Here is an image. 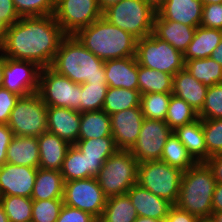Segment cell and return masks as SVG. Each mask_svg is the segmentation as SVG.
I'll return each mask as SVG.
<instances>
[{"label": "cell", "mask_w": 222, "mask_h": 222, "mask_svg": "<svg viewBox=\"0 0 222 222\" xmlns=\"http://www.w3.org/2000/svg\"><path fill=\"white\" fill-rule=\"evenodd\" d=\"M66 34L54 15L20 17L9 26L0 51L5 57L50 67Z\"/></svg>", "instance_id": "6da1fadb"}, {"label": "cell", "mask_w": 222, "mask_h": 222, "mask_svg": "<svg viewBox=\"0 0 222 222\" xmlns=\"http://www.w3.org/2000/svg\"><path fill=\"white\" fill-rule=\"evenodd\" d=\"M210 221L211 222H222V211L212 212V216H211Z\"/></svg>", "instance_id": "680465c9"}, {"label": "cell", "mask_w": 222, "mask_h": 222, "mask_svg": "<svg viewBox=\"0 0 222 222\" xmlns=\"http://www.w3.org/2000/svg\"><path fill=\"white\" fill-rule=\"evenodd\" d=\"M37 139L40 153L39 168L60 171L71 145L48 131L42 133Z\"/></svg>", "instance_id": "cb8c5ba5"}, {"label": "cell", "mask_w": 222, "mask_h": 222, "mask_svg": "<svg viewBox=\"0 0 222 222\" xmlns=\"http://www.w3.org/2000/svg\"><path fill=\"white\" fill-rule=\"evenodd\" d=\"M196 28L176 21L165 20L157 12L154 17L153 34L168 42L182 54L192 41Z\"/></svg>", "instance_id": "44dd1931"}, {"label": "cell", "mask_w": 222, "mask_h": 222, "mask_svg": "<svg viewBox=\"0 0 222 222\" xmlns=\"http://www.w3.org/2000/svg\"><path fill=\"white\" fill-rule=\"evenodd\" d=\"M106 160H90L76 145H71L64 158L60 173L64 182L96 177Z\"/></svg>", "instance_id": "ac0fdd59"}, {"label": "cell", "mask_w": 222, "mask_h": 222, "mask_svg": "<svg viewBox=\"0 0 222 222\" xmlns=\"http://www.w3.org/2000/svg\"><path fill=\"white\" fill-rule=\"evenodd\" d=\"M184 68L206 86L222 83V66L211 57L184 61Z\"/></svg>", "instance_id": "1f68e13d"}, {"label": "cell", "mask_w": 222, "mask_h": 222, "mask_svg": "<svg viewBox=\"0 0 222 222\" xmlns=\"http://www.w3.org/2000/svg\"><path fill=\"white\" fill-rule=\"evenodd\" d=\"M172 133L173 130L165 121L145 118L137 142L130 150L131 154L138 163L161 160L166 140Z\"/></svg>", "instance_id": "4fadbf2b"}, {"label": "cell", "mask_w": 222, "mask_h": 222, "mask_svg": "<svg viewBox=\"0 0 222 222\" xmlns=\"http://www.w3.org/2000/svg\"><path fill=\"white\" fill-rule=\"evenodd\" d=\"M75 145L90 160L108 159L118 150L113 136L78 139Z\"/></svg>", "instance_id": "e575fe53"}, {"label": "cell", "mask_w": 222, "mask_h": 222, "mask_svg": "<svg viewBox=\"0 0 222 222\" xmlns=\"http://www.w3.org/2000/svg\"><path fill=\"white\" fill-rule=\"evenodd\" d=\"M198 118V113L187 102L172 94L165 122L173 131L177 127L191 123Z\"/></svg>", "instance_id": "d590c367"}, {"label": "cell", "mask_w": 222, "mask_h": 222, "mask_svg": "<svg viewBox=\"0 0 222 222\" xmlns=\"http://www.w3.org/2000/svg\"><path fill=\"white\" fill-rule=\"evenodd\" d=\"M207 160L222 153V119L202 120Z\"/></svg>", "instance_id": "7bdbcfd3"}, {"label": "cell", "mask_w": 222, "mask_h": 222, "mask_svg": "<svg viewBox=\"0 0 222 222\" xmlns=\"http://www.w3.org/2000/svg\"><path fill=\"white\" fill-rule=\"evenodd\" d=\"M9 26L0 18V44L4 40Z\"/></svg>", "instance_id": "9f6ffc18"}, {"label": "cell", "mask_w": 222, "mask_h": 222, "mask_svg": "<svg viewBox=\"0 0 222 222\" xmlns=\"http://www.w3.org/2000/svg\"><path fill=\"white\" fill-rule=\"evenodd\" d=\"M64 183L65 182L60 171L42 169L38 167L31 199H63Z\"/></svg>", "instance_id": "83f0119b"}, {"label": "cell", "mask_w": 222, "mask_h": 222, "mask_svg": "<svg viewBox=\"0 0 222 222\" xmlns=\"http://www.w3.org/2000/svg\"><path fill=\"white\" fill-rule=\"evenodd\" d=\"M107 89V83L81 84L80 113L102 110Z\"/></svg>", "instance_id": "f35d334b"}, {"label": "cell", "mask_w": 222, "mask_h": 222, "mask_svg": "<svg viewBox=\"0 0 222 222\" xmlns=\"http://www.w3.org/2000/svg\"><path fill=\"white\" fill-rule=\"evenodd\" d=\"M154 10H158L167 0H144Z\"/></svg>", "instance_id": "11a10c76"}, {"label": "cell", "mask_w": 222, "mask_h": 222, "mask_svg": "<svg viewBox=\"0 0 222 222\" xmlns=\"http://www.w3.org/2000/svg\"><path fill=\"white\" fill-rule=\"evenodd\" d=\"M201 1L203 5L222 3V0H201Z\"/></svg>", "instance_id": "6125c7cd"}, {"label": "cell", "mask_w": 222, "mask_h": 222, "mask_svg": "<svg viewBox=\"0 0 222 222\" xmlns=\"http://www.w3.org/2000/svg\"><path fill=\"white\" fill-rule=\"evenodd\" d=\"M160 161L179 168L182 171L188 170L197 163L174 132L166 140Z\"/></svg>", "instance_id": "836d02e7"}, {"label": "cell", "mask_w": 222, "mask_h": 222, "mask_svg": "<svg viewBox=\"0 0 222 222\" xmlns=\"http://www.w3.org/2000/svg\"><path fill=\"white\" fill-rule=\"evenodd\" d=\"M0 203L9 222H31L32 199L22 196H1Z\"/></svg>", "instance_id": "8d00e7d4"}, {"label": "cell", "mask_w": 222, "mask_h": 222, "mask_svg": "<svg viewBox=\"0 0 222 222\" xmlns=\"http://www.w3.org/2000/svg\"><path fill=\"white\" fill-rule=\"evenodd\" d=\"M20 17L53 15L56 0H13Z\"/></svg>", "instance_id": "60d3db41"}, {"label": "cell", "mask_w": 222, "mask_h": 222, "mask_svg": "<svg viewBox=\"0 0 222 222\" xmlns=\"http://www.w3.org/2000/svg\"><path fill=\"white\" fill-rule=\"evenodd\" d=\"M41 67L34 62L5 57L2 87L20 97L38 91Z\"/></svg>", "instance_id": "5bb4252c"}, {"label": "cell", "mask_w": 222, "mask_h": 222, "mask_svg": "<svg viewBox=\"0 0 222 222\" xmlns=\"http://www.w3.org/2000/svg\"><path fill=\"white\" fill-rule=\"evenodd\" d=\"M37 169L5 163L0 167V197L22 196L31 198Z\"/></svg>", "instance_id": "2e32d148"}, {"label": "cell", "mask_w": 222, "mask_h": 222, "mask_svg": "<svg viewBox=\"0 0 222 222\" xmlns=\"http://www.w3.org/2000/svg\"><path fill=\"white\" fill-rule=\"evenodd\" d=\"M201 222H211L210 220H203V221H201Z\"/></svg>", "instance_id": "be15d7a7"}, {"label": "cell", "mask_w": 222, "mask_h": 222, "mask_svg": "<svg viewBox=\"0 0 222 222\" xmlns=\"http://www.w3.org/2000/svg\"><path fill=\"white\" fill-rule=\"evenodd\" d=\"M216 180L205 162H198L183 171L176 206L198 217L210 220Z\"/></svg>", "instance_id": "277c9868"}, {"label": "cell", "mask_w": 222, "mask_h": 222, "mask_svg": "<svg viewBox=\"0 0 222 222\" xmlns=\"http://www.w3.org/2000/svg\"><path fill=\"white\" fill-rule=\"evenodd\" d=\"M156 12L144 0H121L107 8L103 17L135 38L141 39L153 33Z\"/></svg>", "instance_id": "8992f818"}, {"label": "cell", "mask_w": 222, "mask_h": 222, "mask_svg": "<svg viewBox=\"0 0 222 222\" xmlns=\"http://www.w3.org/2000/svg\"><path fill=\"white\" fill-rule=\"evenodd\" d=\"M81 113L70 108L47 107V131L75 145L80 131Z\"/></svg>", "instance_id": "e0dca14e"}, {"label": "cell", "mask_w": 222, "mask_h": 222, "mask_svg": "<svg viewBox=\"0 0 222 222\" xmlns=\"http://www.w3.org/2000/svg\"><path fill=\"white\" fill-rule=\"evenodd\" d=\"M138 90L146 93H172L173 75L138 65Z\"/></svg>", "instance_id": "f546056e"}, {"label": "cell", "mask_w": 222, "mask_h": 222, "mask_svg": "<svg viewBox=\"0 0 222 222\" xmlns=\"http://www.w3.org/2000/svg\"><path fill=\"white\" fill-rule=\"evenodd\" d=\"M137 217L136 208L126 193L107 198L98 222H134Z\"/></svg>", "instance_id": "f1b7e54d"}, {"label": "cell", "mask_w": 222, "mask_h": 222, "mask_svg": "<svg viewBox=\"0 0 222 222\" xmlns=\"http://www.w3.org/2000/svg\"><path fill=\"white\" fill-rule=\"evenodd\" d=\"M205 163L211 169L216 183H222V153L210 157Z\"/></svg>", "instance_id": "f907efd6"}, {"label": "cell", "mask_w": 222, "mask_h": 222, "mask_svg": "<svg viewBox=\"0 0 222 222\" xmlns=\"http://www.w3.org/2000/svg\"><path fill=\"white\" fill-rule=\"evenodd\" d=\"M202 9L201 0H167L157 13L165 20L198 27L201 25Z\"/></svg>", "instance_id": "7402d4cb"}, {"label": "cell", "mask_w": 222, "mask_h": 222, "mask_svg": "<svg viewBox=\"0 0 222 222\" xmlns=\"http://www.w3.org/2000/svg\"><path fill=\"white\" fill-rule=\"evenodd\" d=\"M173 132L197 163L207 161L202 119L198 118L191 123L179 126Z\"/></svg>", "instance_id": "4316f807"}, {"label": "cell", "mask_w": 222, "mask_h": 222, "mask_svg": "<svg viewBox=\"0 0 222 222\" xmlns=\"http://www.w3.org/2000/svg\"><path fill=\"white\" fill-rule=\"evenodd\" d=\"M222 39V30L198 26L186 51L184 61L204 59L211 56Z\"/></svg>", "instance_id": "484cf974"}, {"label": "cell", "mask_w": 222, "mask_h": 222, "mask_svg": "<svg viewBox=\"0 0 222 222\" xmlns=\"http://www.w3.org/2000/svg\"><path fill=\"white\" fill-rule=\"evenodd\" d=\"M127 194L136 208L138 216L164 221L172 204L156 196L151 191L141 187L138 183L133 185Z\"/></svg>", "instance_id": "ffe728a7"}, {"label": "cell", "mask_w": 222, "mask_h": 222, "mask_svg": "<svg viewBox=\"0 0 222 222\" xmlns=\"http://www.w3.org/2000/svg\"><path fill=\"white\" fill-rule=\"evenodd\" d=\"M108 87L138 90V62L135 56L104 61Z\"/></svg>", "instance_id": "d6986e66"}, {"label": "cell", "mask_w": 222, "mask_h": 222, "mask_svg": "<svg viewBox=\"0 0 222 222\" xmlns=\"http://www.w3.org/2000/svg\"><path fill=\"white\" fill-rule=\"evenodd\" d=\"M20 96L0 87V124H7L11 111L14 109L16 101Z\"/></svg>", "instance_id": "f6af8a7d"}, {"label": "cell", "mask_w": 222, "mask_h": 222, "mask_svg": "<svg viewBox=\"0 0 222 222\" xmlns=\"http://www.w3.org/2000/svg\"><path fill=\"white\" fill-rule=\"evenodd\" d=\"M56 222H98V220L83 210L64 204Z\"/></svg>", "instance_id": "bcb514c9"}, {"label": "cell", "mask_w": 222, "mask_h": 222, "mask_svg": "<svg viewBox=\"0 0 222 222\" xmlns=\"http://www.w3.org/2000/svg\"><path fill=\"white\" fill-rule=\"evenodd\" d=\"M212 209L213 212L222 211V183H216L215 185L213 193Z\"/></svg>", "instance_id": "816d5d0a"}, {"label": "cell", "mask_w": 222, "mask_h": 222, "mask_svg": "<svg viewBox=\"0 0 222 222\" xmlns=\"http://www.w3.org/2000/svg\"><path fill=\"white\" fill-rule=\"evenodd\" d=\"M75 36L86 49L103 61L136 55L138 39L103 16L80 29Z\"/></svg>", "instance_id": "3957f363"}, {"label": "cell", "mask_w": 222, "mask_h": 222, "mask_svg": "<svg viewBox=\"0 0 222 222\" xmlns=\"http://www.w3.org/2000/svg\"><path fill=\"white\" fill-rule=\"evenodd\" d=\"M208 86L196 80L185 68L173 76L172 94L187 102L197 113L202 110Z\"/></svg>", "instance_id": "603a6c76"}, {"label": "cell", "mask_w": 222, "mask_h": 222, "mask_svg": "<svg viewBox=\"0 0 222 222\" xmlns=\"http://www.w3.org/2000/svg\"><path fill=\"white\" fill-rule=\"evenodd\" d=\"M7 125L14 136L39 137L47 132V106L37 92L19 97Z\"/></svg>", "instance_id": "9c48e42d"}, {"label": "cell", "mask_w": 222, "mask_h": 222, "mask_svg": "<svg viewBox=\"0 0 222 222\" xmlns=\"http://www.w3.org/2000/svg\"><path fill=\"white\" fill-rule=\"evenodd\" d=\"M183 171L163 161L138 163L137 183L175 205L179 196Z\"/></svg>", "instance_id": "52a82bcc"}, {"label": "cell", "mask_w": 222, "mask_h": 222, "mask_svg": "<svg viewBox=\"0 0 222 222\" xmlns=\"http://www.w3.org/2000/svg\"><path fill=\"white\" fill-rule=\"evenodd\" d=\"M210 57L222 66V39Z\"/></svg>", "instance_id": "f5cc1de1"}, {"label": "cell", "mask_w": 222, "mask_h": 222, "mask_svg": "<svg viewBox=\"0 0 222 222\" xmlns=\"http://www.w3.org/2000/svg\"><path fill=\"white\" fill-rule=\"evenodd\" d=\"M198 116L202 120L222 119V83L208 87L202 110Z\"/></svg>", "instance_id": "b9f144b4"}, {"label": "cell", "mask_w": 222, "mask_h": 222, "mask_svg": "<svg viewBox=\"0 0 222 222\" xmlns=\"http://www.w3.org/2000/svg\"><path fill=\"white\" fill-rule=\"evenodd\" d=\"M134 222H163V221H159L149 217L138 216Z\"/></svg>", "instance_id": "91938a15"}, {"label": "cell", "mask_w": 222, "mask_h": 222, "mask_svg": "<svg viewBox=\"0 0 222 222\" xmlns=\"http://www.w3.org/2000/svg\"><path fill=\"white\" fill-rule=\"evenodd\" d=\"M4 64H5V56L0 51V87H2V83H3V66H4Z\"/></svg>", "instance_id": "6f0895ef"}, {"label": "cell", "mask_w": 222, "mask_h": 222, "mask_svg": "<svg viewBox=\"0 0 222 222\" xmlns=\"http://www.w3.org/2000/svg\"><path fill=\"white\" fill-rule=\"evenodd\" d=\"M81 84L72 82L50 67L41 68L37 93L47 107L70 108L80 112Z\"/></svg>", "instance_id": "30bf717a"}, {"label": "cell", "mask_w": 222, "mask_h": 222, "mask_svg": "<svg viewBox=\"0 0 222 222\" xmlns=\"http://www.w3.org/2000/svg\"><path fill=\"white\" fill-rule=\"evenodd\" d=\"M54 18L66 35H75L103 16L98 0H56Z\"/></svg>", "instance_id": "8fae6325"}, {"label": "cell", "mask_w": 222, "mask_h": 222, "mask_svg": "<svg viewBox=\"0 0 222 222\" xmlns=\"http://www.w3.org/2000/svg\"><path fill=\"white\" fill-rule=\"evenodd\" d=\"M0 18L8 26L19 20L20 16L15 9L13 0H0Z\"/></svg>", "instance_id": "c3c4849f"}, {"label": "cell", "mask_w": 222, "mask_h": 222, "mask_svg": "<svg viewBox=\"0 0 222 222\" xmlns=\"http://www.w3.org/2000/svg\"><path fill=\"white\" fill-rule=\"evenodd\" d=\"M112 136L110 115L105 111L82 112L78 139Z\"/></svg>", "instance_id": "4dcf8cb0"}, {"label": "cell", "mask_w": 222, "mask_h": 222, "mask_svg": "<svg viewBox=\"0 0 222 222\" xmlns=\"http://www.w3.org/2000/svg\"><path fill=\"white\" fill-rule=\"evenodd\" d=\"M135 57L138 65L173 76L185 66L183 54L153 33L137 40Z\"/></svg>", "instance_id": "ba28073f"}, {"label": "cell", "mask_w": 222, "mask_h": 222, "mask_svg": "<svg viewBox=\"0 0 222 222\" xmlns=\"http://www.w3.org/2000/svg\"><path fill=\"white\" fill-rule=\"evenodd\" d=\"M171 96L172 93H146L141 95L140 107L144 118L165 121Z\"/></svg>", "instance_id": "74e56055"}, {"label": "cell", "mask_w": 222, "mask_h": 222, "mask_svg": "<svg viewBox=\"0 0 222 222\" xmlns=\"http://www.w3.org/2000/svg\"><path fill=\"white\" fill-rule=\"evenodd\" d=\"M107 197L95 177L65 181L63 203L100 219Z\"/></svg>", "instance_id": "7c38bea8"}, {"label": "cell", "mask_w": 222, "mask_h": 222, "mask_svg": "<svg viewBox=\"0 0 222 222\" xmlns=\"http://www.w3.org/2000/svg\"><path fill=\"white\" fill-rule=\"evenodd\" d=\"M138 161L130 150H117L103 164L95 177L104 195L109 198L126 194L137 184Z\"/></svg>", "instance_id": "5b68a950"}, {"label": "cell", "mask_w": 222, "mask_h": 222, "mask_svg": "<svg viewBox=\"0 0 222 222\" xmlns=\"http://www.w3.org/2000/svg\"><path fill=\"white\" fill-rule=\"evenodd\" d=\"M39 147L37 137L14 136L7 148L6 163L39 167Z\"/></svg>", "instance_id": "d4e9b609"}, {"label": "cell", "mask_w": 222, "mask_h": 222, "mask_svg": "<svg viewBox=\"0 0 222 222\" xmlns=\"http://www.w3.org/2000/svg\"><path fill=\"white\" fill-rule=\"evenodd\" d=\"M121 0H98V4L102 12L112 5L119 3Z\"/></svg>", "instance_id": "db71d44e"}, {"label": "cell", "mask_w": 222, "mask_h": 222, "mask_svg": "<svg viewBox=\"0 0 222 222\" xmlns=\"http://www.w3.org/2000/svg\"><path fill=\"white\" fill-rule=\"evenodd\" d=\"M63 205V199L32 200L31 222H56Z\"/></svg>", "instance_id": "ab89813d"}, {"label": "cell", "mask_w": 222, "mask_h": 222, "mask_svg": "<svg viewBox=\"0 0 222 222\" xmlns=\"http://www.w3.org/2000/svg\"><path fill=\"white\" fill-rule=\"evenodd\" d=\"M144 119L141 107H132L110 115L112 136L118 150L132 149Z\"/></svg>", "instance_id": "9a60e30c"}, {"label": "cell", "mask_w": 222, "mask_h": 222, "mask_svg": "<svg viewBox=\"0 0 222 222\" xmlns=\"http://www.w3.org/2000/svg\"><path fill=\"white\" fill-rule=\"evenodd\" d=\"M140 101L139 90L108 87L102 110L112 115L132 107H140Z\"/></svg>", "instance_id": "d6a6232c"}, {"label": "cell", "mask_w": 222, "mask_h": 222, "mask_svg": "<svg viewBox=\"0 0 222 222\" xmlns=\"http://www.w3.org/2000/svg\"><path fill=\"white\" fill-rule=\"evenodd\" d=\"M0 222H9V219L6 215V213L4 212V209L0 203Z\"/></svg>", "instance_id": "94428289"}, {"label": "cell", "mask_w": 222, "mask_h": 222, "mask_svg": "<svg viewBox=\"0 0 222 222\" xmlns=\"http://www.w3.org/2000/svg\"><path fill=\"white\" fill-rule=\"evenodd\" d=\"M163 222H201V220L176 205H172Z\"/></svg>", "instance_id": "7dc6e473"}, {"label": "cell", "mask_w": 222, "mask_h": 222, "mask_svg": "<svg viewBox=\"0 0 222 222\" xmlns=\"http://www.w3.org/2000/svg\"><path fill=\"white\" fill-rule=\"evenodd\" d=\"M14 134L7 124H0V167L6 163V153Z\"/></svg>", "instance_id": "681fc988"}, {"label": "cell", "mask_w": 222, "mask_h": 222, "mask_svg": "<svg viewBox=\"0 0 222 222\" xmlns=\"http://www.w3.org/2000/svg\"><path fill=\"white\" fill-rule=\"evenodd\" d=\"M50 68L76 84L107 83L104 61L95 56L75 35H66Z\"/></svg>", "instance_id": "7a4b0ae2"}, {"label": "cell", "mask_w": 222, "mask_h": 222, "mask_svg": "<svg viewBox=\"0 0 222 222\" xmlns=\"http://www.w3.org/2000/svg\"><path fill=\"white\" fill-rule=\"evenodd\" d=\"M200 26L222 30V3L203 5Z\"/></svg>", "instance_id": "ee69618b"}]
</instances>
